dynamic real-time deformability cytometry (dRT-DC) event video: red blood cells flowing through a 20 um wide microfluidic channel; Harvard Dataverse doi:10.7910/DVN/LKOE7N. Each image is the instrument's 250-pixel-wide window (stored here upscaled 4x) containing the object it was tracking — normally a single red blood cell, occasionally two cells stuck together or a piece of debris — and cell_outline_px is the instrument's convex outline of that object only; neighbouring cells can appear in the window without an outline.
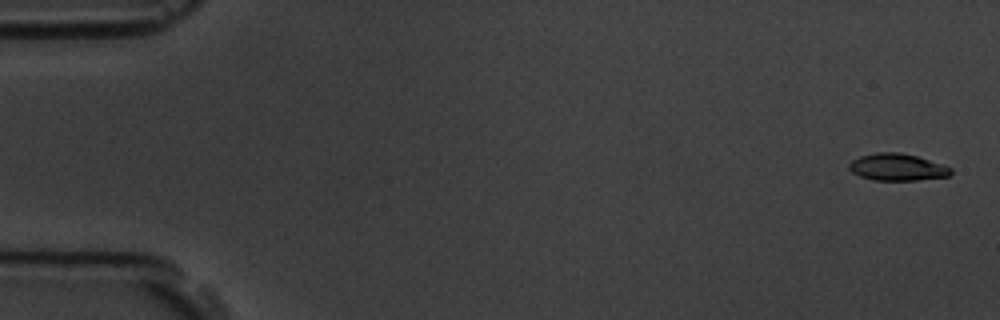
{"species": "common noctule bat (a hibernating species)", "species_latin": "Nyctalus noctula", "temperature_condition": "room temperature", "stored_images_in_passage": 4, "camera_frame_rate_fps": 3000, "um_per_image_px": 0.085, "animal": {"sex": "male", "body_mass_g": 19.5, "forearm_length_mm": 54.6}, "frame": {"image": 1, "passage_image": 1, "time_ms": 0.0, "image_size_px": [1000, 320], "cell_outline_px": [[952, 172], [948, 176], [916, 180], [872, 180], [860, 176], [852, 172], [848, 168], [848, 164], [852, 160], [860, 156], [876, 152], [900, 152], [916, 156], [944, 164], [952, 168]], "centroid_in_image_um": [76.26, 14.2], "position_along_channel_um": 8.7, "area_um2": 16.07}}
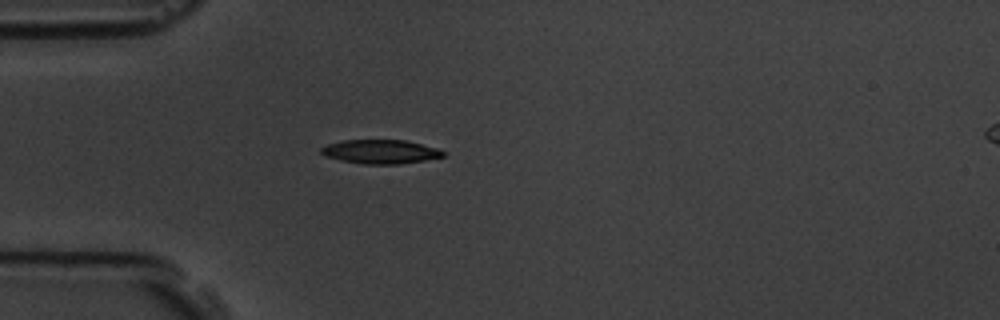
{"frame": {"image": 2, "passage_image": 4, "time_ms": 4.667, "image_size_px": [1000, 320], "cell_outline_px": [[444, 156], [424, 160], [400, 164], [364, 164], [324, 156], [320, 152], [320, 148], [328, 144], [344, 140], [404, 140], [436, 148], [444, 152]], "centroid_in_image_um": [32.31, 12.89], "position_along_channel_um": 52.7, "area_um2": 16.76}}